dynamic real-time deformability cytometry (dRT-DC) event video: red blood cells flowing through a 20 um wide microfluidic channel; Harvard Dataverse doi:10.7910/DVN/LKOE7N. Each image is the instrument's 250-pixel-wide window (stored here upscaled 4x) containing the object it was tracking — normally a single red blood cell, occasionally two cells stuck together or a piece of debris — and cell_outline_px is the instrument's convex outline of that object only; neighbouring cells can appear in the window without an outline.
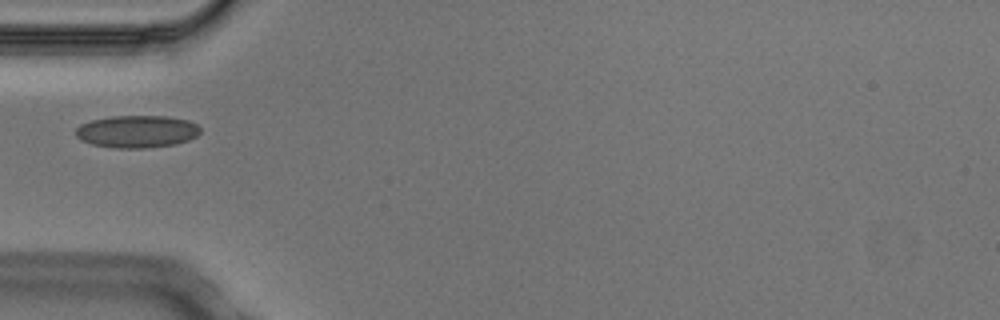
{"species": "Egyptian fruit bat (a non-hibernating species)", "species_latin": "Rousettus aegyptiacus", "temperature_condition": "cold", "stored_images_in_passage": 7, "camera_frame_rate_fps": 3000, "um_per_image_px": 0.085, "animal": {"sex": "male"}, "frame": {"image": 1, "passage_image": 4, "time_ms": 1.0, "image_size_px": [1000, 320], "cell_outline_px": [[200, 132], [196, 136], [188, 140], [176, 144], [144, 148], [116, 148], [92, 144], [80, 140], [76, 136], [76, 128], [80, 124], [92, 120], [112, 116], [168, 116], [188, 120], [196, 124], [200, 128]], "centroid_in_image_um": [11.64, 11.18], "position_along_channel_um": 73.4, "area_um2": 23.52}}
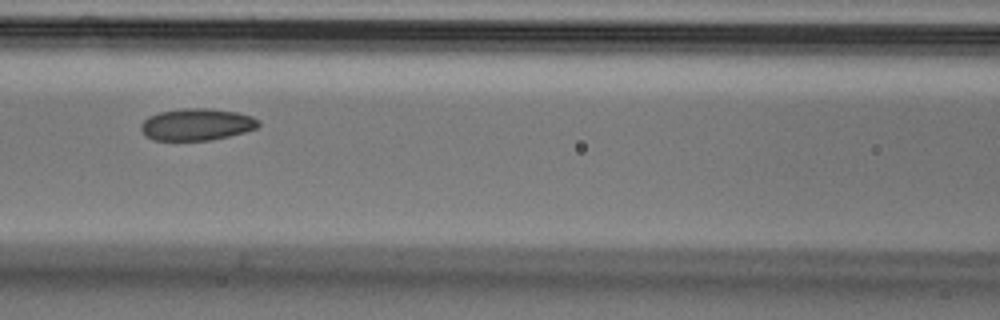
{"frame": {"image": 2, "passage_image": 6, "time_ms": 1.667, "image_size_px": [1000, 320], "cell_outline_px": [[260, 124], [256, 128], [244, 132], [228, 136], [208, 140], [152, 140], [144, 136], [140, 128], [140, 124], [148, 116], [160, 112], [184, 108], [208, 108], [236, 112], [252, 116], [260, 120]], "centroid_in_image_um": [16.69, 10.58], "position_along_channel_um": 149.9, "area_um2": 21.91}}
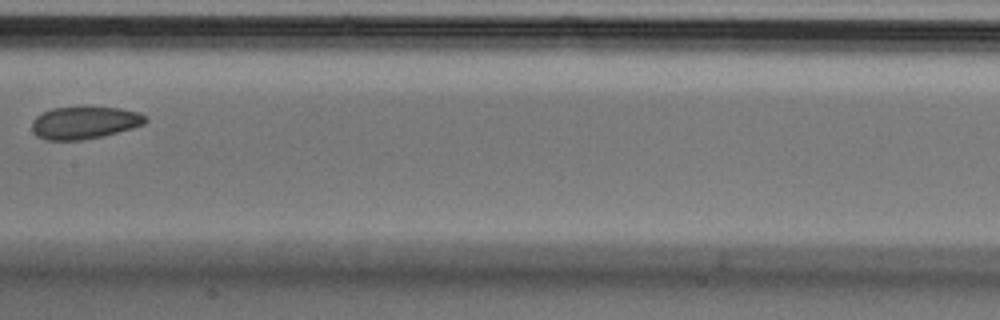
{"frame": {"image": 3, "passage_image": 7, "time_ms": 2.0, "image_size_px": [1000, 320], "cell_outline_px": [[148, 120], [144, 124], [132, 128], [104, 136], [80, 140], [44, 140], [36, 136], [32, 132], [32, 120], [36, 116], [52, 108], [84, 104], [88, 104], [120, 108], [140, 112], [148, 116]], "centroid_in_image_um": [7.2, 10.38], "position_along_channel_um": 200.2, "area_um2": 22.48}}